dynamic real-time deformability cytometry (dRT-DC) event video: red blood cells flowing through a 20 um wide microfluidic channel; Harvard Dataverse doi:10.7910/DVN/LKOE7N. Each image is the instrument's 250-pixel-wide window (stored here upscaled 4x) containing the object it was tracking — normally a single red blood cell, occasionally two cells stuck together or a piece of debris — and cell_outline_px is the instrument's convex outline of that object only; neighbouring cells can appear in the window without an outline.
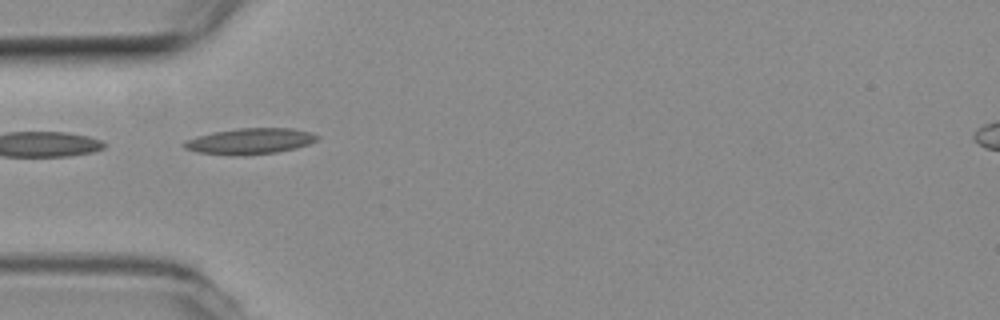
{"species": "common noctule bat (a hibernating species)", "species_latin": "Nyctalus noctula", "temperature_condition": "room temperature", "stored_images_in_passage": 4, "camera_frame_rate_fps": 3000, "um_per_image_px": 0.085, "animal": {"sex": "female", "body_mass_g": 19.3, "forearm_length_mm": 54.1}, "frame": {"image": 1, "passage_image": 1, "time_ms": 0.0, "image_size_px": [1000, 320], "cell_outline_px": [[320, 136], [316, 140], [308, 144], [296, 148], [276, 152], [244, 156], [196, 152], [184, 148], [184, 140], [196, 136], [212, 132], [240, 128], [292, 128], [312, 132]], "centroid_in_image_um": [21.25, 11.99], "position_along_channel_um": 63.8, "area_um2": 20.17}}
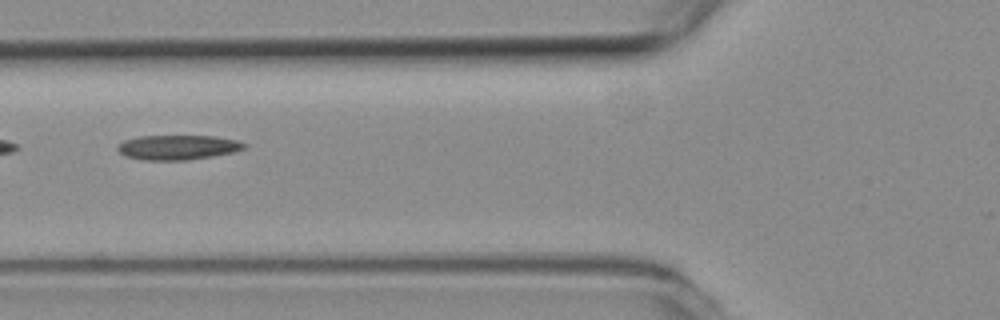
{"frame": {"image": 2, "passage_image": 2, "time_ms": 0.333, "image_size_px": [1000, 320], "cell_outline_px": [[248, 144], [244, 148], [236, 152], [188, 160], [144, 160], [124, 156], [116, 148], [116, 144], [124, 140], [140, 136], [216, 136], [236, 140]], "centroid_in_image_um": [15.1, 12.52], "position_along_channel_um": 110.7, "area_um2": 18.38}}
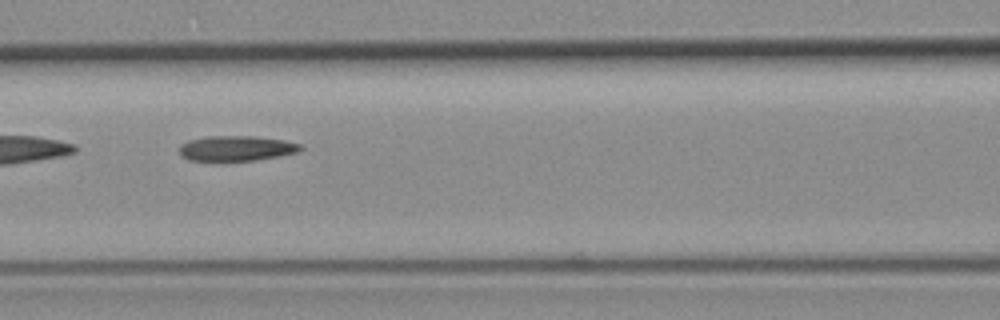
{"frame": {"image": 3, "passage_image": 3, "time_ms": 0.667, "image_size_px": [1000, 320], "cell_outline_px": [[304, 148], [300, 152], [280, 156], [256, 160], [188, 160], [180, 156], [180, 144], [188, 140], [208, 136], [256, 136], [284, 140], [300, 144]], "centroid_in_image_um": [20.12, 12.6], "position_along_channel_um": 146.5, "area_um2": 17.86}}